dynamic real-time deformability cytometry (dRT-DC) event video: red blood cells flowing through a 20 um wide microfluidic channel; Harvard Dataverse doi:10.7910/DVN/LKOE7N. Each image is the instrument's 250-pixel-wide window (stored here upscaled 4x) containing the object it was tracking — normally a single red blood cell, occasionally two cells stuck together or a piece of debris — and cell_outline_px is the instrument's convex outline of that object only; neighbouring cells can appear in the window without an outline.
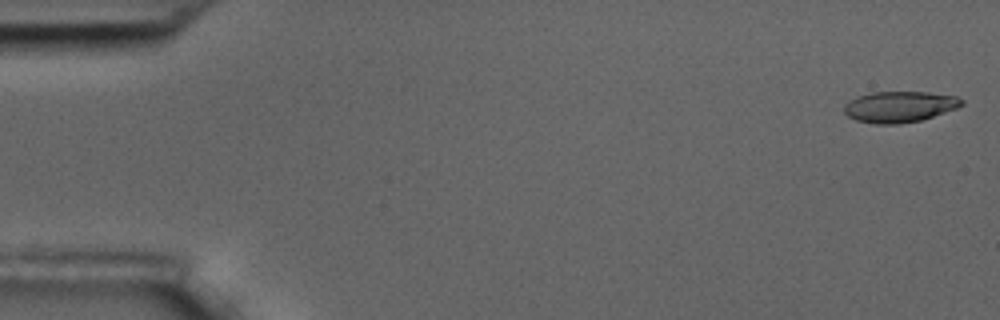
{"species": "common noctule bat (a hibernating species)", "species_latin": "Nyctalus noctula", "temperature_condition": "room temperature", "stored_images_in_passage": 15, "camera_frame_rate_fps": 3000, "um_per_image_px": 0.085, "animal": {"sex": "male", "body_mass_g": 17.5, "forearm_length_mm": 52.3}, "frame": {"image": 1, "passage_image": 1, "time_ms": 0.0, "image_size_px": [1000, 320], "cell_outline_px": [[964, 104], [956, 108], [920, 120], [900, 124], [876, 124], [856, 120], [848, 116], [844, 112], [844, 104], [860, 96], [872, 92], [928, 92], [956, 96], [964, 100]], "centroid_in_image_um": [76.47, 9.07], "position_along_channel_um": 8.5, "area_um2": 21.04}}
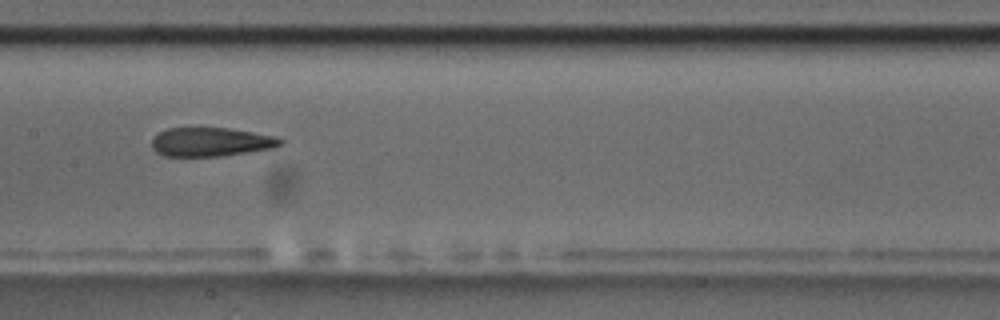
{"frame": {"image": 2, "passage_image": 8, "time_ms": 9.0, "image_size_px": [1000, 320], "cell_outline_px": [[284, 140], [280, 144], [272, 148], [220, 156], [164, 156], [156, 152], [152, 148], [152, 140], [160, 132], [168, 128], [228, 128], [276, 136]], "centroid_in_image_um": [17.91, 12.06], "position_along_channel_um": 189.5, "area_um2": 21.39}}
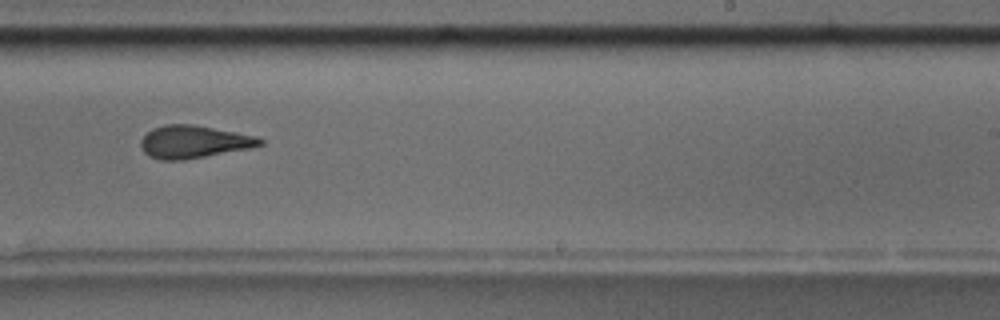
{"frame": {"image": 3, "passage_image": 10, "time_ms": 11.333, "image_size_px": [1000, 320], "cell_outline_px": [[264, 144], [252, 148], [184, 160], [160, 160], [148, 156], [144, 152], [140, 144], [140, 140], [152, 128], [164, 124], [192, 124], [236, 132], [256, 136], [264, 140]], "centroid_in_image_um": [16.47, 12.06], "position_along_channel_um": 272.5, "area_um2": 22.83}, "authors_computed_cell_mechanics": {"area_um2": 22.7732, "velocity_mm_per_s": 3.562, "shape_relaxation_time_tau1_ms": 8.6773, "shape_relaxation_time_tau2_ms": 2.0, "deformation_change_tau1": 0.2194, "deformation_change_tau2": 0.0763}}